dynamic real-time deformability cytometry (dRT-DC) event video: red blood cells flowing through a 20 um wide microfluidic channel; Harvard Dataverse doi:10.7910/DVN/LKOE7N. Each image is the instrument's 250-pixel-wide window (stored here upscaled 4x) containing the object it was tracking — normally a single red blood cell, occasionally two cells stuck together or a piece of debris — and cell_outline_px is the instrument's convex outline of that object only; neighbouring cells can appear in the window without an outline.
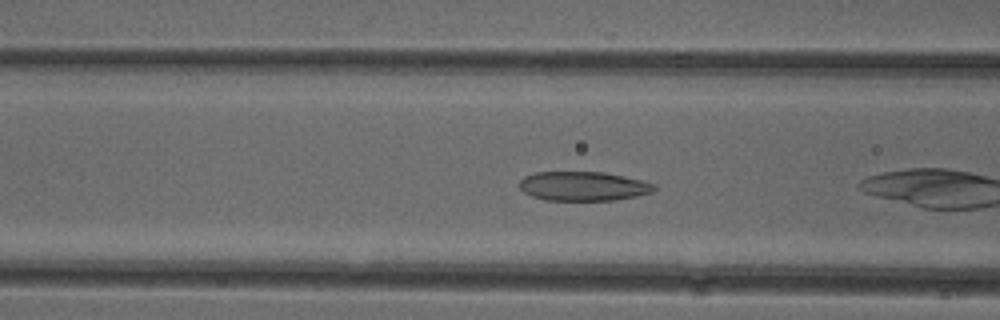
{"species": "common noctule bat (a hibernating species)", "species_latin": "Nyctalus noctula", "temperature_condition": "cold", "stored_images_in_passage": 5, "camera_frame_rate_fps": 3000, "um_per_image_px": 0.085, "animal": {"sex": "female"}, "frame": {"image": 1, "passage_image": 4, "time_ms": 1.0, "image_size_px": [1000, 320], "cell_outline_px": [[656, 188], [652, 192], [636, 196], [616, 200], [544, 200], [532, 196], [524, 192], [520, 188], [520, 180], [524, 176], [536, 172], [604, 172], [624, 176], [656, 184]], "centroid_in_image_um": [49.58, 15.82], "position_along_channel_um": 117.0, "area_um2": 22.95}}